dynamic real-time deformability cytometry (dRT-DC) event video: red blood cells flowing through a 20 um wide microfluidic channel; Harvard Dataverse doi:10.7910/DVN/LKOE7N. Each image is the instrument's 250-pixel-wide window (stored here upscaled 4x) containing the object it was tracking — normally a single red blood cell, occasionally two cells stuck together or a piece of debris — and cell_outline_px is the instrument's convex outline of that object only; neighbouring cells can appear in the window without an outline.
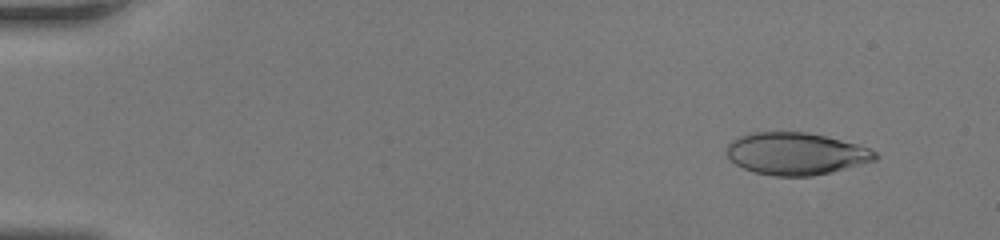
{"species": "human", "species_latin": "Homo sapiens", "temperature_condition": "room temperature", "stored_images_in_passage": 47, "camera_frame_rate_fps": 3000, "um_per_image_px": 0.085, "donor": {"sex": "female"}, "frame": {"image": 1, "passage_image": 5, "time_ms": 1.333, "image_size_px": [1000, 240], "cell_outline_px": [[880, 156], [876, 160], [832, 172], [812, 176], [772, 176], [756, 172], [744, 168], [736, 164], [724, 152], [728, 144], [732, 140], [748, 132], [808, 132], [856, 144], [868, 148], [876, 152]], "centroid_in_image_um": [67.64, 13.06], "position_along_channel_um": 17.4, "area_um2": 36.53}}
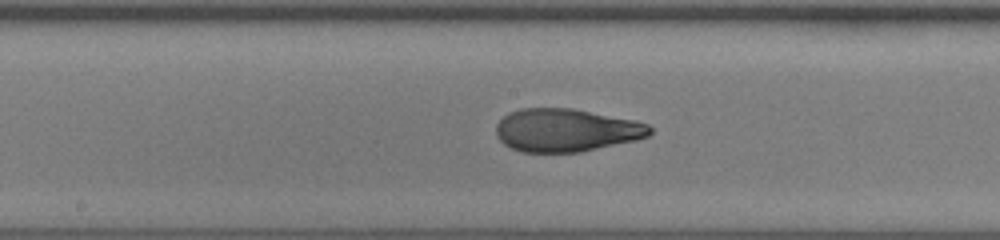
{"frame": {"image": 2, "passage_image": 26, "time_ms": 8.333, "image_size_px": [1000, 240], "cell_outline_px": [[652, 132], [648, 136], [636, 140], [580, 152], [520, 152], [504, 144], [496, 136], [496, 124], [508, 112], [520, 108], [572, 108], [636, 120], [648, 124], [652, 128]], "centroid_in_image_um": [48.12, 11.06], "position_along_channel_um": 200.1, "area_um2": 38.73}}
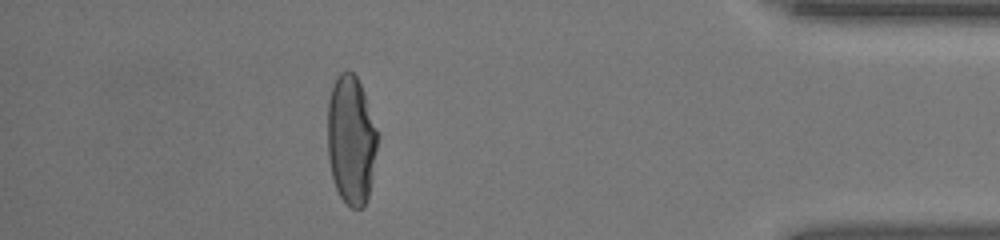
{"frame": {"image": 3, "passage_image": 42, "time_ms": 13.667, "image_size_px": [1000, 240], "cell_outline_px": [[376, 148], [372, 180], [368, 196], [364, 208], [352, 208], [340, 196], [336, 188], [332, 176], [328, 156], [328, 100], [332, 84], [336, 76], [344, 68], [348, 68], [356, 76], [364, 92], [376, 128]], "centroid_in_image_um": [29.82, 11.85], "position_along_channel_um": 405.4, "area_um2": 37.51}}